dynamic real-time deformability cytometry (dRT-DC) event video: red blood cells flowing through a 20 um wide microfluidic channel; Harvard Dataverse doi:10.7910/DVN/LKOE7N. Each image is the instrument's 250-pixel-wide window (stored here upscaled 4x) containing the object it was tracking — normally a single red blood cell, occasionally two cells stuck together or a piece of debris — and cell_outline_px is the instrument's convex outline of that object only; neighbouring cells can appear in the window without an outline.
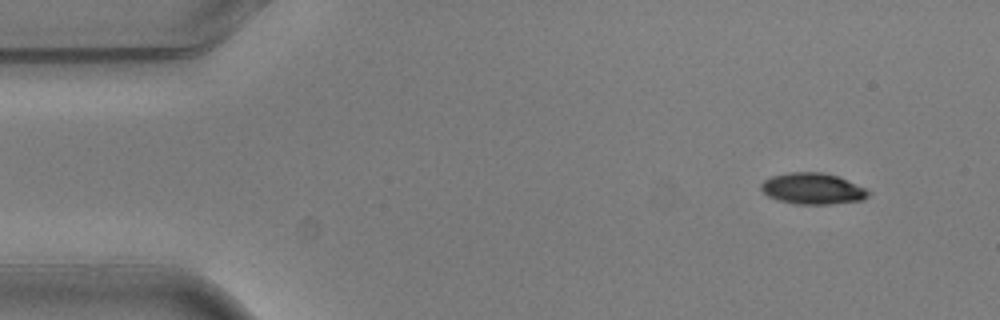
{"species": "common noctule bat (a hibernating species)", "species_latin": "Nyctalus noctula", "temperature_condition": "warm", "stored_images_in_passage": 4, "camera_frame_rate_fps": 3000, "um_per_image_px": 0.085, "animal": {"sex": "male", "body_mass_g": 20.5, "forearm_length_mm": 52.5}, "frame": {"image": 1, "passage_image": 1, "time_ms": 0.0, "image_size_px": [1000, 320], "cell_outline_px": [[872, 192], [864, 200], [828, 204], [796, 204], [776, 200], [768, 196], [760, 188], [760, 184], [764, 180], [772, 176], [788, 172], [820, 172], [840, 176]], "centroid_in_image_um": [69.07, 16.03], "position_along_channel_um": 15.9, "area_um2": 19.65}}
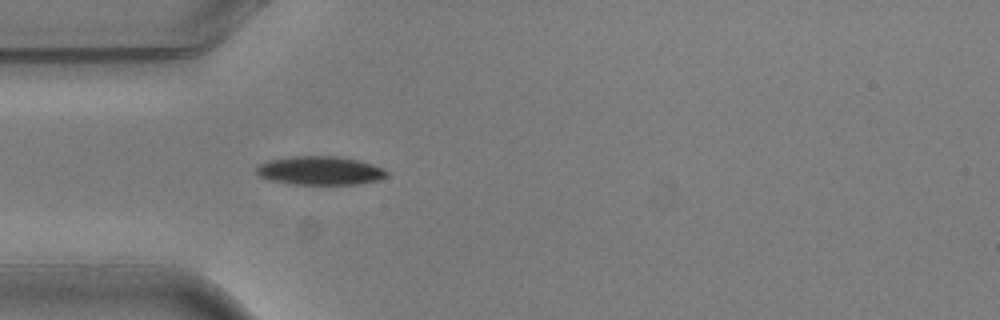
{"frame": {"image": 2, "passage_image": 4, "time_ms": 1.0, "image_size_px": [1000, 320], "cell_outline_px": [[388, 176], [380, 180], [360, 184], [292, 184], [272, 180], [260, 176], [256, 172], [256, 168], [260, 164], [268, 160], [292, 156], [336, 156], [360, 160], [384, 168], [388, 172]], "centroid_in_image_um": [27.25, 14.5], "position_along_channel_um": 57.7, "area_um2": 21.85}}